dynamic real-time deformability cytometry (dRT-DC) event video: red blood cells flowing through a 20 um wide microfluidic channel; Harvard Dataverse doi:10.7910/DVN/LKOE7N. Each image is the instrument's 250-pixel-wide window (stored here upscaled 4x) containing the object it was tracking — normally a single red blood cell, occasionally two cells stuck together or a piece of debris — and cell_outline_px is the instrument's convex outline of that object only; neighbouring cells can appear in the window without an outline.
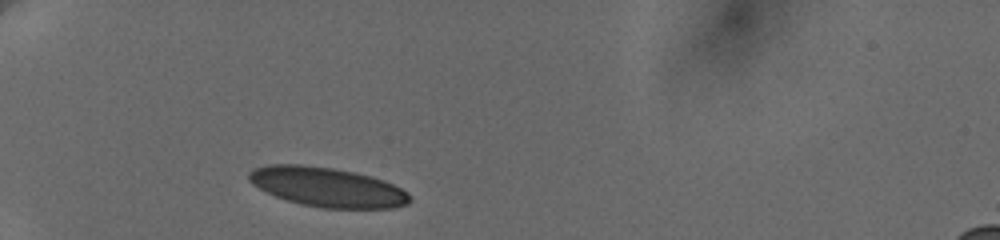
{"species": "human", "species_latin": "Homo sapiens", "temperature_condition": "cold", "stored_images_in_passage": 3, "camera_frame_rate_fps": 3000, "um_per_image_px": 0.085, "donor": {"sex": "female"}, "frame": {"image": 1, "passage_image": 1, "time_ms": 0.0, "image_size_px": [1000, 240], "cell_outline_px": [[412, 200], [408, 204], [392, 208], [320, 208], [300, 204], [276, 196], [252, 184], [248, 180], [248, 172], [256, 168], [268, 164], [300, 164], [332, 168], [372, 176], [384, 180], [408, 192]], "centroid_in_image_um": [27.83, 15.9], "position_along_channel_um": 57.2, "area_um2": 36.93}}
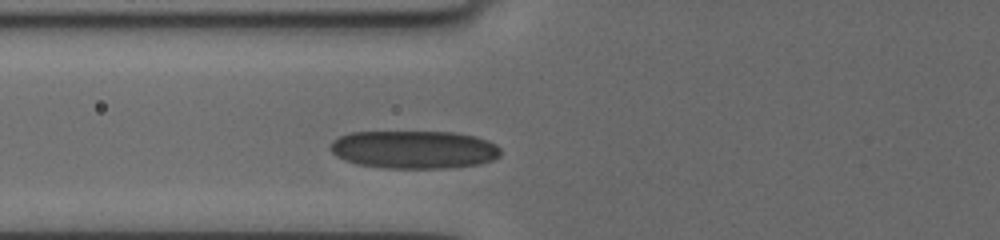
{"frame": {"image": 2, "passage_image": 3, "time_ms": 1.667, "image_size_px": [1000, 240], "cell_outline_px": [[500, 156], [492, 160], [480, 164], [452, 168], [388, 168], [356, 164], [344, 160], [336, 156], [328, 148], [332, 140], [340, 136], [352, 132], [452, 132], [476, 136], [488, 140], [496, 144], [500, 148]], "centroid_in_image_um": [35.19, 12.71], "position_along_channel_um": 90.6, "area_um2": 38.03}}